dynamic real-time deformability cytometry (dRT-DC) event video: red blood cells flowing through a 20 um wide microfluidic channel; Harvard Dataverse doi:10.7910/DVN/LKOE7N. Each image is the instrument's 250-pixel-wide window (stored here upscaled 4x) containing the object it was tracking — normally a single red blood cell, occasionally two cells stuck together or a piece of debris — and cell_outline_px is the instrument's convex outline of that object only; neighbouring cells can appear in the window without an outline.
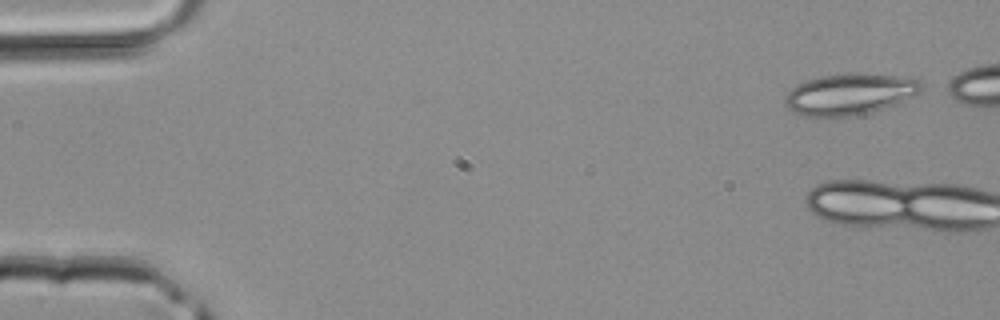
{"species": "common noctule bat (a hibernating species)", "species_latin": "Nyctalus noctula", "temperature_condition": "room temperature", "stored_images_in_passage": 3, "camera_frame_rate_fps": 3000, "um_per_image_px": 0.085, "animal": {"sex": "male", "body_mass_g": 20.4}, "frame": {"image": 1, "passage_image": 1, "time_ms": 0.0, "image_size_px": [1000, 320], "cell_outline_px": [[924, 88], [920, 92], [896, 104], [868, 112], [836, 120], [800, 116], [792, 112], [784, 104], [784, 96], [796, 84], [820, 76], [852, 72], [864, 72], [908, 76], [920, 80]], "centroid_in_image_um": [72.2, 8.01], "position_along_channel_um": 12.8, "area_um2": 34.04}}